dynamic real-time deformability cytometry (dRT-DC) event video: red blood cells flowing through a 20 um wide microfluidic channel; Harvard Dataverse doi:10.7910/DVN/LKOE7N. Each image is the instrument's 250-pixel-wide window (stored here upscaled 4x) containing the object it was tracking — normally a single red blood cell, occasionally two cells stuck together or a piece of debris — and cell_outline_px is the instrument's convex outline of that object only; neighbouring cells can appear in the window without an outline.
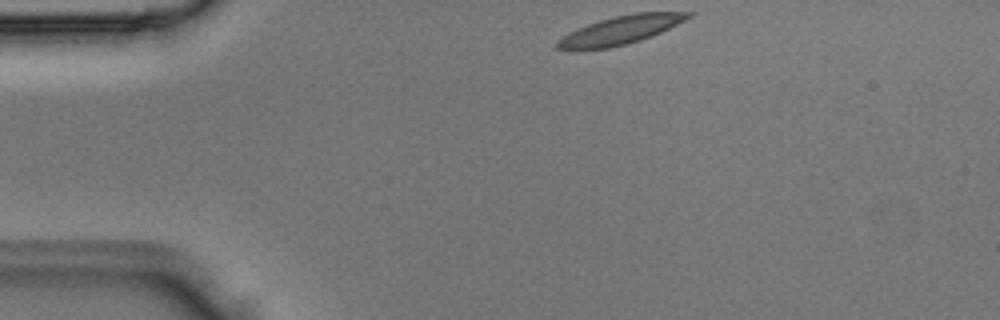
{"species": "Egyptian fruit bat (a non-hibernating species)", "species_latin": "Rousettus aegyptiacus", "temperature_condition": "room temperature", "stored_images_in_passage": 5, "segment_of_instrument_passage": [2, 2], "camera_frame_rate_fps": 3000, "um_per_image_px": 0.085, "animal": {"sex": "male"}, "frame": {"image": 1, "passage_image": 5, "time_ms": 1.333, "image_size_px": [1000, 320], "cell_outline_px": [[696, 12], [692, 16], [652, 36], [628, 44], [608, 48], [556, 48], [556, 40], [568, 32], [588, 24], [600, 20], [632, 12]], "centroid_in_image_um": [52.77, 2.53], "position_along_channel_um": 32.2, "area_um2": 21.21}}